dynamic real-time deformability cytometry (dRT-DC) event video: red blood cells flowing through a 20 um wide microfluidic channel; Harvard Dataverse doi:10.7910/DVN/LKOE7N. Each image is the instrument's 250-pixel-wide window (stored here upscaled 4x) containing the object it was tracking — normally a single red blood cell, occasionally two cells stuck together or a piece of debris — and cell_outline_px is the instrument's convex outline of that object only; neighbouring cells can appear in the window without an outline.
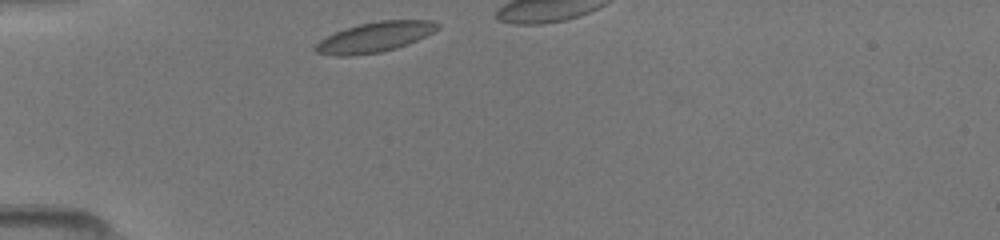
{"species": "common noctule bat (a hibernating species)", "species_latin": "Nyctalus noctula", "temperature_condition": "room temperature", "stored_images_in_passage": 12, "camera_frame_rate_fps": 3000, "um_per_image_px": 0.085, "animal": {"sex": "female", "body_mass_g": 19.5, "forearm_length_mm": 54.1}, "frame": {"image": 1, "passage_image": 1, "time_ms": 0.0, "image_size_px": [1000, 240], "cell_outline_px": [[440, 28], [408, 44], [396, 48], [380, 52], [352, 56], [332, 56], [316, 52], [312, 48], [320, 40], [344, 28], [360, 24], [380, 20], [432, 20], [440, 24]], "centroid_in_image_um": [31.84, 3.16], "position_along_channel_um": 53.2, "area_um2": 21.39}}
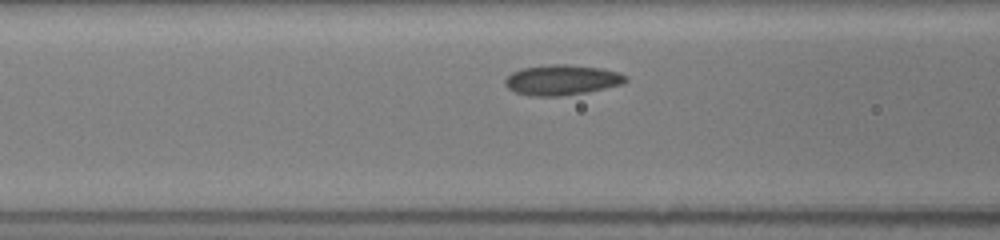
{"frame": {"image": 2, "passage_image": 7, "time_ms": 2.0, "image_size_px": [1000, 240], "cell_outline_px": [[628, 80], [624, 84], [588, 92], [560, 96], [532, 96], [516, 92], [508, 88], [504, 84], [504, 80], [512, 72], [520, 68], [552, 64], [568, 64], [600, 68], [620, 72], [628, 76]], "centroid_in_image_um": [47.79, 6.79], "position_along_channel_um": 118.8, "area_um2": 21.5}}
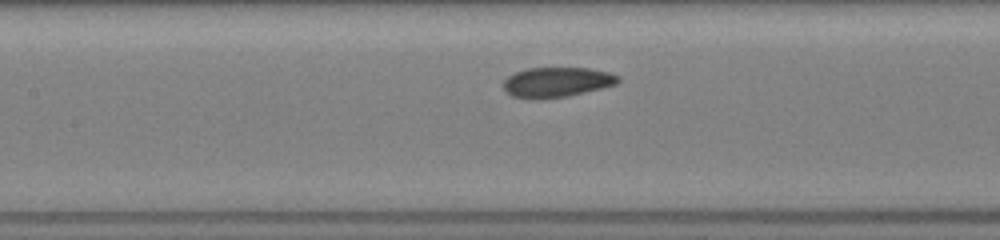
{"frame": {"image": 3, "passage_image": 10, "time_ms": 3.0, "image_size_px": [1000, 240], "cell_outline_px": [[620, 80], [616, 84], [568, 96], [540, 100], [528, 100], [512, 96], [504, 88], [504, 80], [508, 76], [516, 72], [528, 68], [588, 68], [608, 72], [620, 76]], "centroid_in_image_um": [47.3, 7.0], "position_along_channel_um": 160.1, "area_um2": 20.11}}